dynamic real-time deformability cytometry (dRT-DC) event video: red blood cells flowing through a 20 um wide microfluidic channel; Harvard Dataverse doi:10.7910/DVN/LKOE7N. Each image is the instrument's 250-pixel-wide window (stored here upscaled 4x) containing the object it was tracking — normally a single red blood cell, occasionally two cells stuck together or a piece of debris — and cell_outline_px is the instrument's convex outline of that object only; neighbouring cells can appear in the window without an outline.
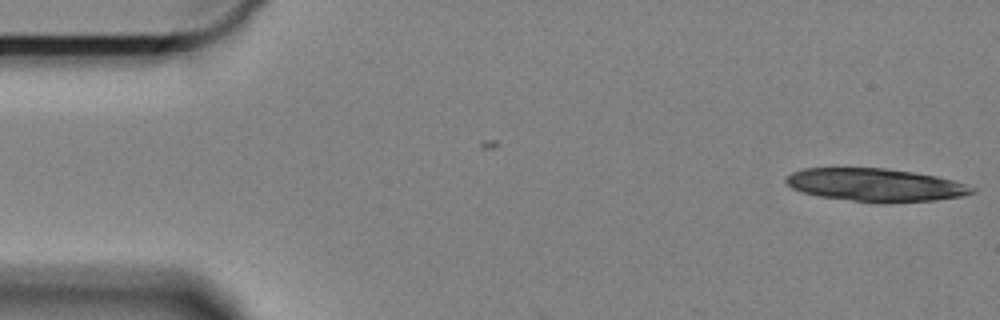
{"species": "Egyptian fruit bat (a non-hibernating species)", "species_latin": "Rousettus aegyptiacus", "temperature_condition": "cold", "stored_images_in_passage": 15, "camera_frame_rate_fps": 3000, "um_per_image_px": 0.085, "animal": {"sex": "female"}, "frame": {"image": 1, "passage_image": 1, "time_ms": 0.0, "image_size_px": [1000, 320], "cell_outline_px": [[976, 192], [964, 196], [936, 200], [884, 204], [876, 204], [820, 196], [804, 192], [792, 188], [784, 180], [784, 176], [792, 172], [804, 168], [884, 168], [912, 172], [936, 176], [952, 180], [976, 188]], "centroid_in_image_um": [74.42, 15.74], "position_along_channel_um": 10.6, "area_um2": 36.07}}